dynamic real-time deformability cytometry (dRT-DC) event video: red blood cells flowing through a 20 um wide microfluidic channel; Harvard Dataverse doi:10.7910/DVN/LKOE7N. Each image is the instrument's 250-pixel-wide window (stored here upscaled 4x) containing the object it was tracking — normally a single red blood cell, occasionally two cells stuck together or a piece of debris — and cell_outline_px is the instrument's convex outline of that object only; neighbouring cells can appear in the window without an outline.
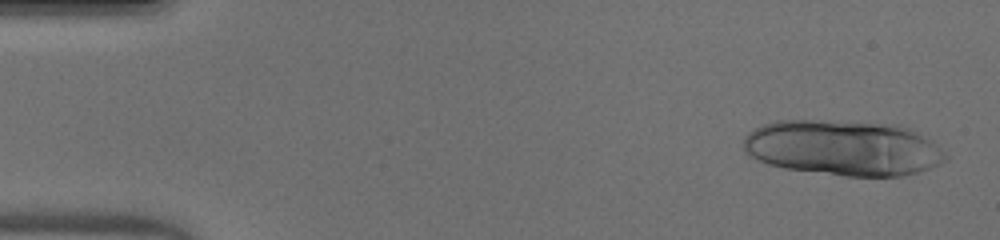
{"species": "human", "species_latin": "Homo sapiens", "temperature_condition": "warm", "stored_images_in_passage": 27, "segment_of_instrument_passage": [1, 2], "camera_frame_rate_fps": 3000, "um_per_image_px": 0.085, "donor": {"sex": "male"}, "frame": {"image": 1, "passage_image": 2, "time_ms": 0.333, "image_size_px": [1000, 240], "cell_outline_px": [[948, 160], [920, 172], [904, 176], [844, 176], [784, 168], [768, 164], [756, 160], [744, 152], [744, 136], [756, 128], [764, 124], [776, 120], [820, 120], [896, 124], [908, 128], [916, 132], [928, 140], [944, 152], [948, 156]], "centroid_in_image_um": [71.65, 12.57], "position_along_channel_um": 13.4, "area_um2": 65.31}}